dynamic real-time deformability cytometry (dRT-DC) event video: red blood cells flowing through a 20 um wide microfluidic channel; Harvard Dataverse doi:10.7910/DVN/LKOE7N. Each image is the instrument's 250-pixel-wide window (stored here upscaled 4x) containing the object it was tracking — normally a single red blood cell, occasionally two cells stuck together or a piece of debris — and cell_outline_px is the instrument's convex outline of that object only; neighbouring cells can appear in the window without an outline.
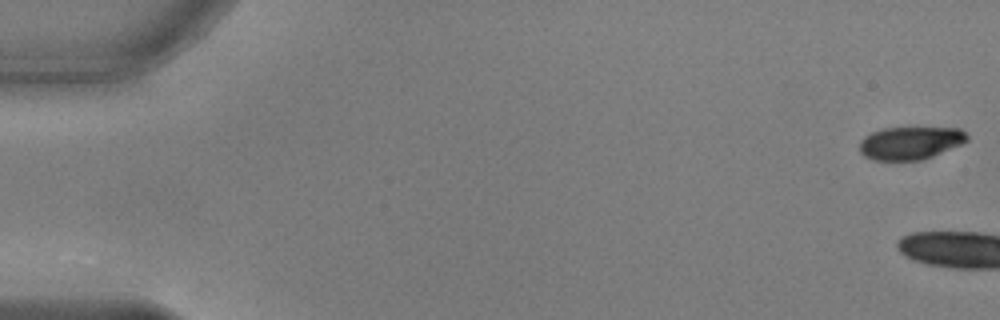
{"species": "common noctule bat (a hibernating species)", "species_latin": "Nyctalus noctula", "temperature_condition": "warm", "stored_images_in_passage": 4, "camera_frame_rate_fps": 3000, "um_per_image_px": 0.085, "animal": {"sex": "male", "body_mass_g": 17.9, "forearm_length_mm": 54.2}, "frame": {"image": 1, "passage_image": 1, "time_ms": 0.0, "image_size_px": [1000, 320], "cell_outline_px": [[968, 140], [960, 144], [932, 156], [920, 160], [872, 160], [864, 156], [860, 152], [860, 140], [864, 136], [872, 132], [884, 128], [960, 128], [968, 136]], "centroid_in_image_um": [77.34, 12.15], "position_along_channel_um": 7.7, "area_um2": 20.4}}